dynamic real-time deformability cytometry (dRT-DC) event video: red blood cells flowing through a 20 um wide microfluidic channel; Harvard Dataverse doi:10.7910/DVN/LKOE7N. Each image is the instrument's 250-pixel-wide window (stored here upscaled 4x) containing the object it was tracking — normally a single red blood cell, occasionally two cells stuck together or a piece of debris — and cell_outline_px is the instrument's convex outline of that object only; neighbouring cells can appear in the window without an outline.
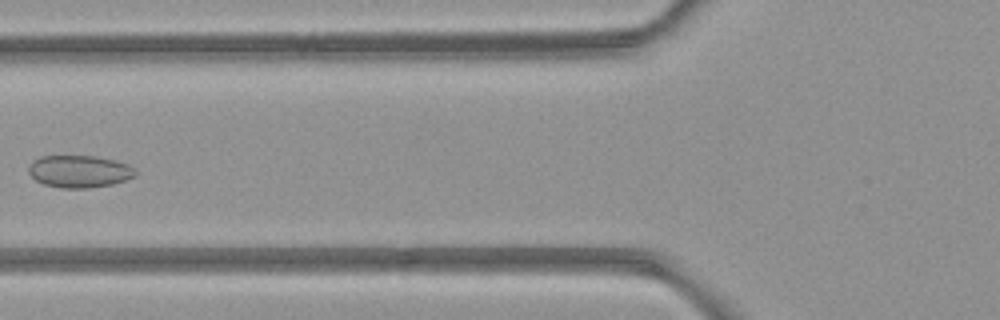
{"species": "common noctule bat (a hibernating species)", "species_latin": "Nyctalus noctula", "temperature_condition": "room temperature", "stored_images_in_passage": 4, "camera_frame_rate_fps": 3000, "um_per_image_px": 0.085, "animal": {"sex": "female", "body_mass_g": 21.9}, "frame": {"image": 1, "passage_image": 4, "time_ms": 3.333, "image_size_px": [1000, 320], "cell_outline_px": [[136, 176], [112, 184], [88, 188], [60, 188], [44, 184], [36, 180], [28, 172], [28, 168], [32, 160], [40, 156], [92, 156], [116, 160], [128, 164], [136, 168]], "centroid_in_image_um": [6.75, 14.56], "position_along_channel_um": 119.1, "area_um2": 20.17}}